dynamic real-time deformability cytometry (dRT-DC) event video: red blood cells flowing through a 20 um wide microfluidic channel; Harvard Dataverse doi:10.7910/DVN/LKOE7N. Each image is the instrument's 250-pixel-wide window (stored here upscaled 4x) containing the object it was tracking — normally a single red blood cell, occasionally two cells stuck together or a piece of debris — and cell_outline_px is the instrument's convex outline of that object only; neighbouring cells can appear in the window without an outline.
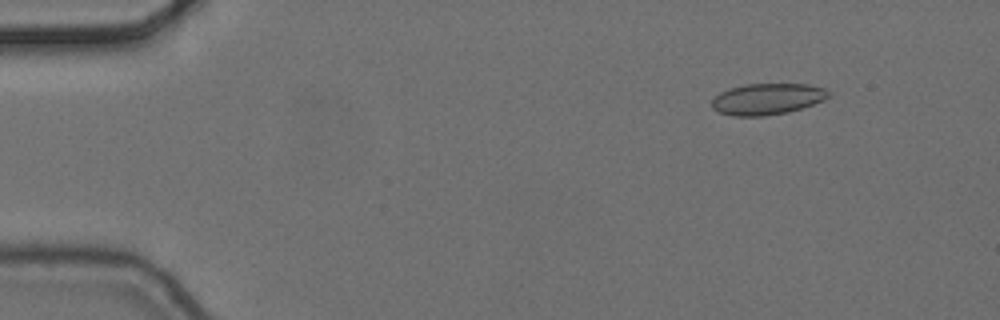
{"species": "common noctule bat (a hibernating species)", "species_latin": "Nyctalus noctula", "temperature_condition": "cold", "stored_images_in_passage": 4, "camera_frame_rate_fps": 3000, "um_per_image_px": 0.085, "animal": {"sex": "female", "body_mass_g": 24.6, "forearm_length_mm": 56.2}, "frame": {"image": 1, "passage_image": 2, "time_ms": 0.333, "image_size_px": [1000, 320], "cell_outline_px": [[828, 96], [824, 100], [788, 112], [764, 116], [732, 116], [720, 112], [712, 108], [712, 100], [720, 92], [744, 84], [808, 84], [824, 88], [828, 92]], "centroid_in_image_um": [65.2, 8.41], "position_along_channel_um": 19.8, "area_um2": 21.04}}